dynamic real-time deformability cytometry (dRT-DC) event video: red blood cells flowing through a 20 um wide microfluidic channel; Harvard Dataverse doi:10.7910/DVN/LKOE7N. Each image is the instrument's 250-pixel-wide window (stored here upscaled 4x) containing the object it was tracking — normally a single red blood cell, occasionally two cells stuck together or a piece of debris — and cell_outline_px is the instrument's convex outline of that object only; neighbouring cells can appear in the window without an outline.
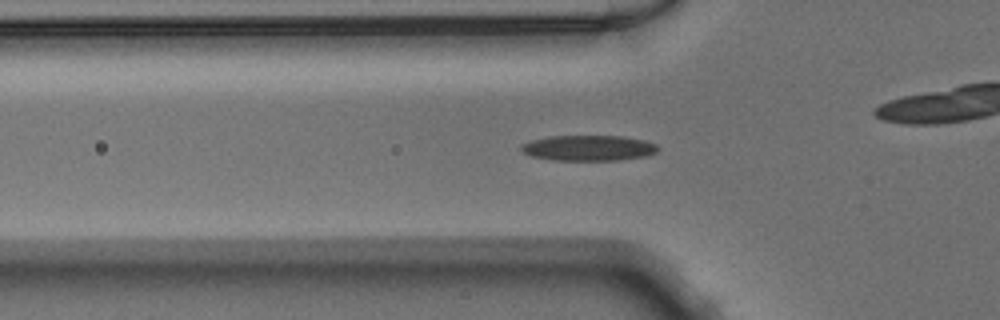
{"species": "Egyptian fruit bat (a non-hibernating species)", "species_latin": "Rousettus aegyptiacus", "temperature_condition": "warm", "stored_images_in_passage": 38, "camera_frame_rate_fps": 3000, "um_per_image_px": 0.085, "animal": {"sex": "male"}, "frame": {"image": 1, "passage_image": 4, "time_ms": 1.0, "image_size_px": [1000, 320], "cell_outline_px": [[660, 148], [656, 152], [648, 156], [620, 160], [552, 160], [532, 156], [524, 152], [520, 148], [520, 144], [532, 140], [552, 136], [624, 136], [644, 140], [656, 144]], "centroid_in_image_um": [50.06, 12.58], "position_along_channel_um": 75.7, "area_um2": 20.4}}
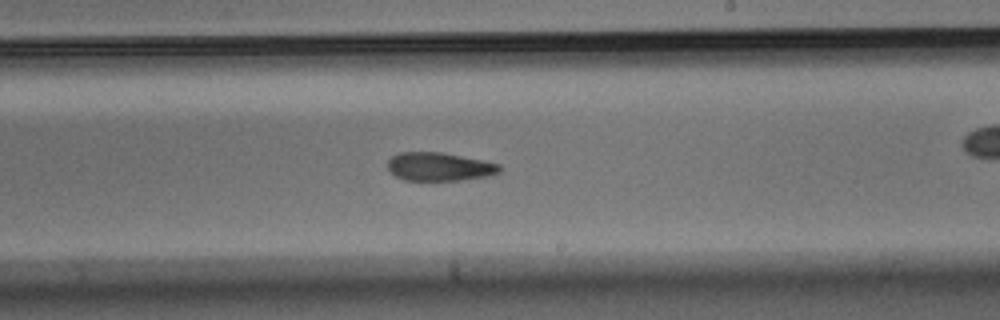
{"frame": {"image": 2, "passage_image": 17, "time_ms": 5.333, "image_size_px": [1000, 320], "cell_outline_px": [[500, 172], [488, 176], [464, 180], [404, 180], [396, 176], [388, 168], [388, 160], [392, 156], [400, 152], [440, 152], [500, 164]], "centroid_in_image_um": [37.33, 14.17], "position_along_channel_um": 251.7, "area_um2": 18.32}}
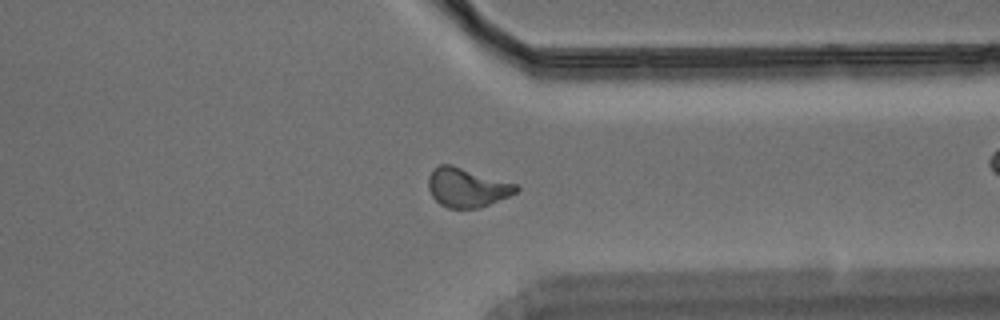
{"frame": {"image": 3, "passage_image": 26, "time_ms": 8.333, "image_size_px": [1000, 320], "cell_outline_px": [[520, 188], [516, 192], [508, 196], [480, 208], [448, 208], [440, 204], [432, 196], [428, 188], [428, 176], [432, 168], [440, 164], [452, 164], [520, 184]], "centroid_in_image_um": [39.7, 15.91], "position_along_channel_um": 371.7, "area_um2": 20.4}}